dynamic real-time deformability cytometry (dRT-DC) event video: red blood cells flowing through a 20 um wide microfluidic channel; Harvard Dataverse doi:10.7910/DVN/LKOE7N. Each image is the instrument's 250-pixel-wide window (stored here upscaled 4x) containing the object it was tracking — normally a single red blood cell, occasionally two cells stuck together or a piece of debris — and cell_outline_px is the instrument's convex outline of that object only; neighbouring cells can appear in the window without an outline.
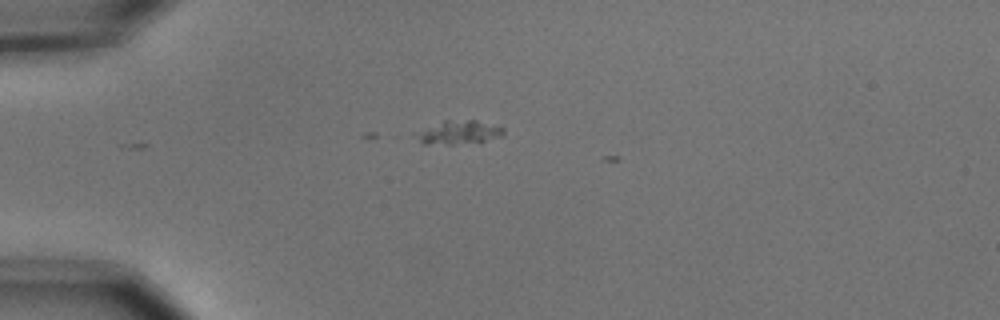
{"species": "common noctule bat (a hibernating species)", "species_latin": "Nyctalus noctula", "temperature_condition": "cold", "stored_images_in_passage": 2, "camera_frame_rate_fps": 3000, "um_per_image_px": 0.085, "animal": {"sex": "male", "body_mass_g": 15.6}, "frame": {"image": 1, "passage_image": 1, "time_ms": 0.0, "image_size_px": [1000, 320], "cell_outline_px": [[504, 136], [484, 140], [452, 144], [424, 144], [412, 136], [444, 120], [476, 120], [504, 128]], "centroid_in_image_um": [39.01, 11.25], "position_along_channel_um": 46.0, "area_um2": 11.62}}